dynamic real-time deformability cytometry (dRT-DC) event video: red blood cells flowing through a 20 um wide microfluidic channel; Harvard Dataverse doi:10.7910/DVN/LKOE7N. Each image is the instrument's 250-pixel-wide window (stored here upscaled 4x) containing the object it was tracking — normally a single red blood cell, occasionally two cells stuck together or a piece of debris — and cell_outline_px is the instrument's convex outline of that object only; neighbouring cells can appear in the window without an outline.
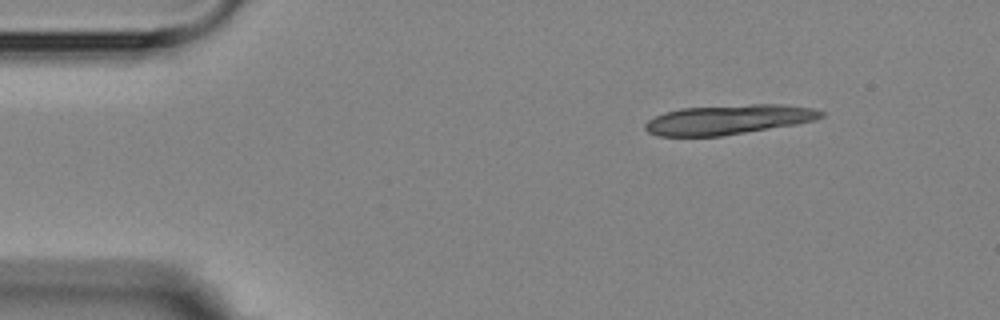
{"species": "Egyptian fruit bat (a non-hibernating species)", "species_latin": "Rousettus aegyptiacus", "temperature_condition": "room temperature", "stored_images_in_passage": 4, "segment_of_instrument_passage": [1, 2], "camera_frame_rate_fps": 3000, "um_per_image_px": 0.085, "animal": {"sex": "female"}, "frame": {"image": 1, "passage_image": 1, "time_ms": 0.0, "image_size_px": [1000, 320], "cell_outline_px": [[824, 116], [816, 120], [796, 124], [720, 136], [656, 136], [648, 132], [644, 128], [644, 124], [648, 120], [664, 112], [680, 108], [752, 104], [784, 104], [812, 108], [824, 112]], "centroid_in_image_um": [61.9, 10.16], "position_along_channel_um": 23.1, "area_um2": 30.4}}